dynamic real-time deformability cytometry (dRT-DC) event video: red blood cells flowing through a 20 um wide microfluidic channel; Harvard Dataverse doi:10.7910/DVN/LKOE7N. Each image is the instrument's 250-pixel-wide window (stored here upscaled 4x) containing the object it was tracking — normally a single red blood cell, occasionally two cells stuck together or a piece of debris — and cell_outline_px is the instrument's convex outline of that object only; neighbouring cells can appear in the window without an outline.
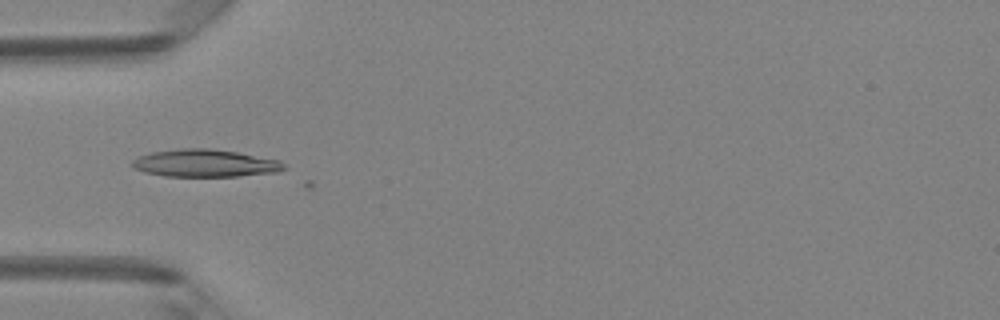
{"species": "Egyptian fruit bat (a non-hibernating species)", "species_latin": "Rousettus aegyptiacus", "temperature_condition": "room temperature", "stored_images_in_passage": 20, "camera_frame_rate_fps": 3000, "um_per_image_px": 0.085, "animal": {"sex": "female"}, "frame": {"image": 1, "passage_image": 17, "time_ms": 5.333, "image_size_px": [1000, 320], "cell_outline_px": [[288, 168], [276, 172], [236, 176], [164, 176], [144, 172], [132, 168], [128, 164], [132, 160], [140, 156], [152, 152], [180, 148], [208, 148], [236, 152], [280, 160]], "centroid_in_image_um": [17.39, 13.87], "position_along_channel_um": 67.6, "area_um2": 24.39}}